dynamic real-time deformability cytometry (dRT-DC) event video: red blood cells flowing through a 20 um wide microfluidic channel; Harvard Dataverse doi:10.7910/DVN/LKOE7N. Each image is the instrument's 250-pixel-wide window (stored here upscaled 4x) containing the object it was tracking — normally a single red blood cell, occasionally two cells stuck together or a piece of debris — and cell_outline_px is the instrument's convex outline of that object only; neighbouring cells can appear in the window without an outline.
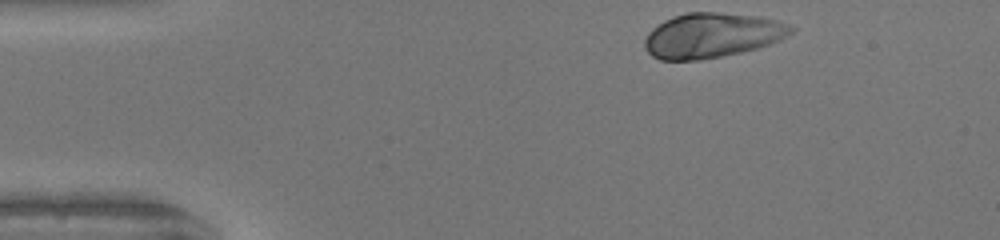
{"species": "human", "species_latin": "Homo sapiens", "temperature_condition": "warm", "stored_images_in_passage": 34, "camera_frame_rate_fps": 3000, "um_per_image_px": 0.085, "donor": {"sex": "female"}, "frame": {"image": 1, "passage_image": 1, "time_ms": 0.0, "image_size_px": [1000, 240], "cell_outline_px": [[796, 28], [792, 32], [780, 40], [756, 48], [740, 52], [700, 60], [660, 60], [652, 56], [644, 48], [644, 40], [648, 32], [652, 28], [664, 20], [688, 12], [716, 12], [756, 16], [776, 20], [788, 24]], "centroid_in_image_um": [60.49, 3.01], "position_along_channel_um": 24.5, "area_um2": 38.03}}
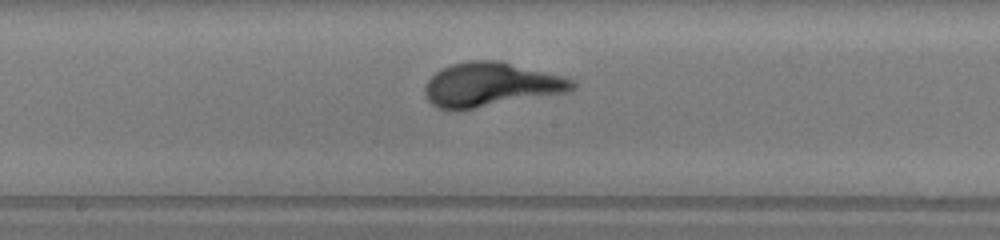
{"frame": {"image": 2, "passage_image": 20, "time_ms": 6.333, "image_size_px": [1000, 240], "cell_outline_px": [[576, 88], [568, 92], [472, 108], [440, 108], [432, 104], [428, 100], [424, 92], [424, 88], [428, 80], [436, 72], [452, 64], [468, 60], [500, 60], [576, 80]], "centroid_in_image_um": [41.75, 7.16], "position_along_channel_um": 206.5, "area_um2": 37.22}}
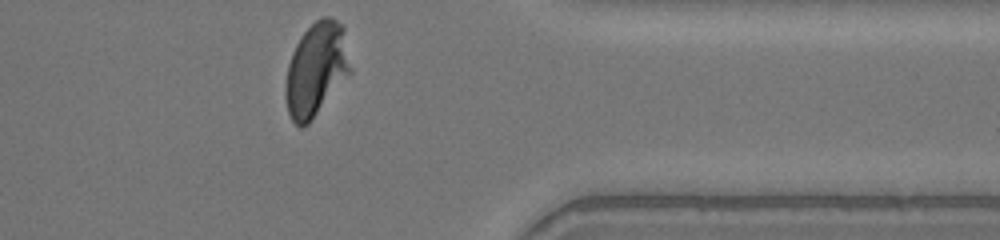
{"frame": {"image": 3, "passage_image": 34, "time_ms": 11.0, "image_size_px": [1000, 240], "cell_outline_px": [[352, 72], [312, 120], [308, 124], [300, 128], [292, 120], [288, 112], [284, 96], [284, 88], [288, 64], [292, 52], [300, 36], [320, 16], [328, 16], [344, 24]], "centroid_in_image_um": [26.89, 5.89], "position_along_channel_um": 384.5, "area_um2": 35.89}}